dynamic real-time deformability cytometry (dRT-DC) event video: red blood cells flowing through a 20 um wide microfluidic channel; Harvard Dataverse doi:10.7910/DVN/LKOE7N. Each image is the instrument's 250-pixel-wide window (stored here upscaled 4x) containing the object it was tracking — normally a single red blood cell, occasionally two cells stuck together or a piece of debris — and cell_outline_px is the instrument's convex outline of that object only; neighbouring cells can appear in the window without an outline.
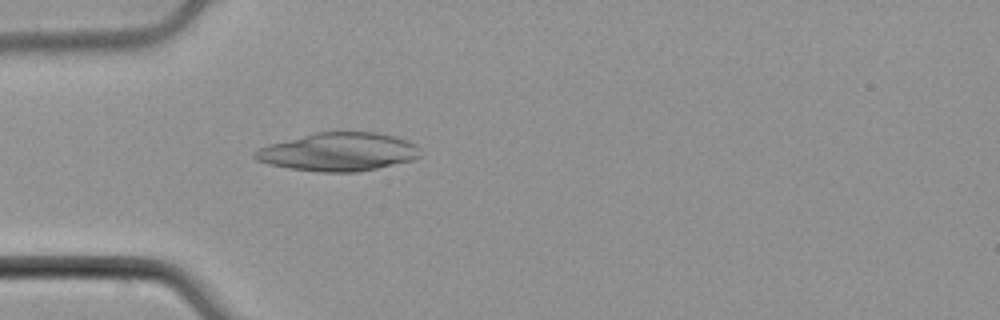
{"species": "common noctule bat (a hibernating species)", "species_latin": "Nyctalus noctula", "temperature_condition": "cold", "stored_images_in_passage": 52, "camera_frame_rate_fps": 3000, "um_per_image_px": 0.085, "animal": {"sex": "male", "body_mass_g": 21.5, "forearm_length_mm": 52.0}, "frame": {"image": 1, "passage_image": 16, "time_ms": 5.0, "image_size_px": [1000, 320], "cell_outline_px": [[420, 156], [412, 160], [376, 168], [356, 172], [320, 172], [288, 168], [268, 164], [256, 160], [252, 156], [252, 152], [268, 144], [316, 132], [376, 132], [408, 140], [416, 144], [420, 148]], "centroid_in_image_um": [28.75, 12.91], "position_along_channel_um": 56.3, "area_um2": 36.93}}
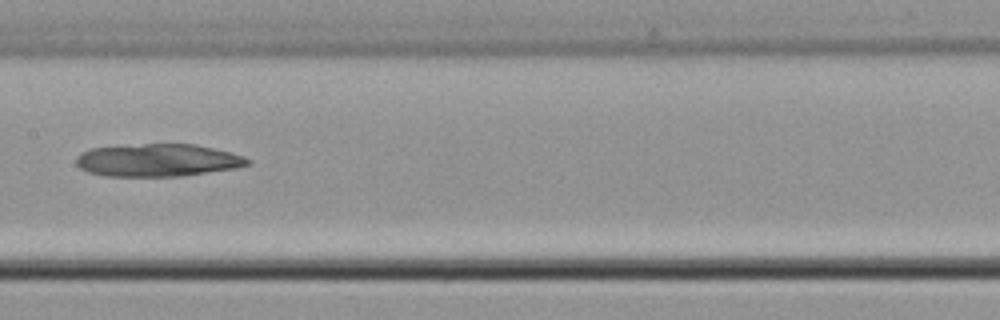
{"frame": {"image": 2, "passage_image": 27, "time_ms": 8.667, "image_size_px": [1000, 320], "cell_outline_px": [[252, 160], [248, 164], [236, 168], [180, 176], [104, 176], [88, 172], [80, 168], [76, 164], [76, 160], [84, 152], [92, 148], [144, 144], [196, 144], [244, 156]], "centroid_in_image_um": [13.43, 13.62], "position_along_channel_um": 194.0, "area_um2": 32.25}}
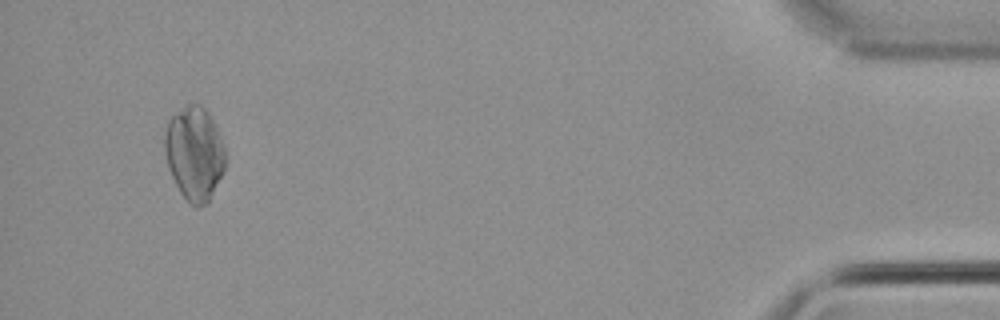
{"frame": {"image": 3, "passage_image": 50, "time_ms": 16.333, "image_size_px": [1000, 320], "cell_outline_px": [[224, 168], [208, 204], [200, 208], [196, 208], [180, 192], [168, 168], [164, 152], [164, 132], [168, 120], [176, 112], [188, 104], [200, 104], [208, 112], [224, 144]], "centroid_in_image_um": [16.5, 13.04], "position_along_channel_um": 418.7, "area_um2": 33.0}}